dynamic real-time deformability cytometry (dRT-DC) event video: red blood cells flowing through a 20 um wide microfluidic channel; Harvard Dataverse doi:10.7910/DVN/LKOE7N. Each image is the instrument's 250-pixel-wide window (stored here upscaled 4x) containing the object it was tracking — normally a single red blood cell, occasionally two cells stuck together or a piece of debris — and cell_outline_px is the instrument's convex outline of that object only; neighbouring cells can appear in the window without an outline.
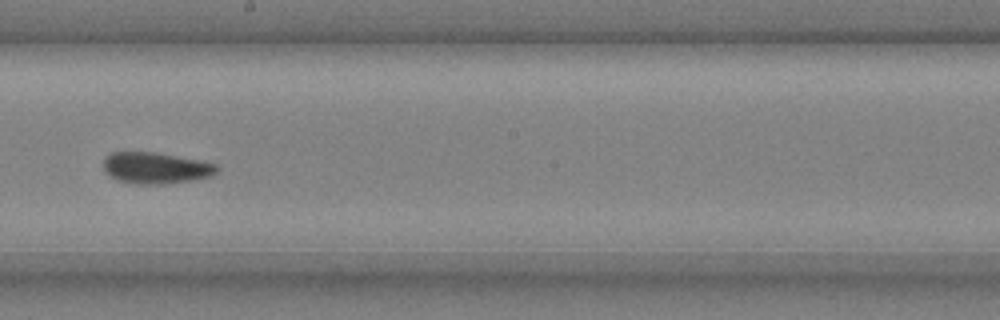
{"species": "common noctule bat (a hibernating species)", "species_latin": "Nyctalus noctula", "temperature_condition": "cold", "stored_images_in_passage": 9, "camera_frame_rate_fps": 3000, "um_per_image_px": 0.085, "animal": {"sex": "male", "body_mass_g": 20.4}, "frame": {"image": 1, "passage_image": 9, "time_ms": 2.667, "image_size_px": [1000, 320], "cell_outline_px": [[220, 168], [212, 176], [192, 180], [164, 184], [136, 184], [116, 180], [104, 172], [104, 156], [112, 152], [156, 152], [204, 160], [216, 164]], "centroid_in_image_um": [13.25, 14.27], "position_along_channel_um": 234.9, "area_um2": 21.1}}